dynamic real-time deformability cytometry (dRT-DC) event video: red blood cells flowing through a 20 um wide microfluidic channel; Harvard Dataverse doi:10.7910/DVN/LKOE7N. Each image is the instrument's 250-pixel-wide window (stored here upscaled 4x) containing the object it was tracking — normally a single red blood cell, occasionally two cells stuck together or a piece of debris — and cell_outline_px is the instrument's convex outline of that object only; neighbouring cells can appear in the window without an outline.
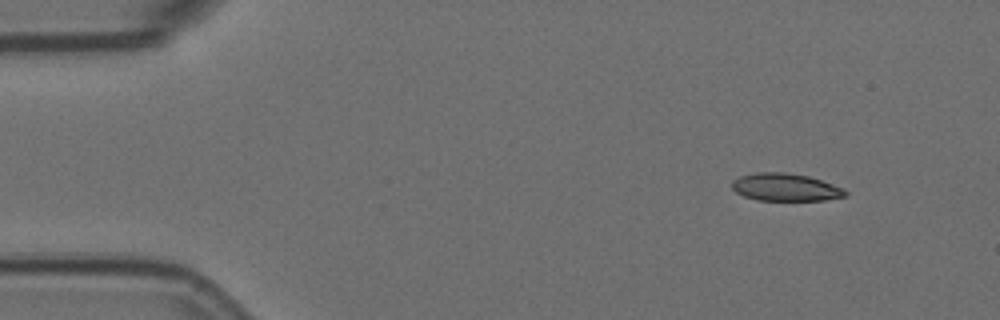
{"species": "Egyptian fruit bat (a non-hibernating species)", "species_latin": "Rousettus aegyptiacus", "temperature_condition": "room temperature", "stored_images_in_passage": 5, "camera_frame_rate_fps": 3000, "um_per_image_px": 0.085, "animal": {"sex": "female"}, "frame": {"image": 1, "passage_image": 1, "time_ms": 0.0, "image_size_px": [1000, 320], "cell_outline_px": [[848, 196], [824, 200], [756, 200], [744, 196], [736, 192], [732, 188], [732, 180], [740, 176], [756, 172], [784, 172], [808, 176], [844, 188], [848, 192]], "centroid_in_image_um": [66.76, 15.92], "position_along_channel_um": 18.2, "area_um2": 18.26}}
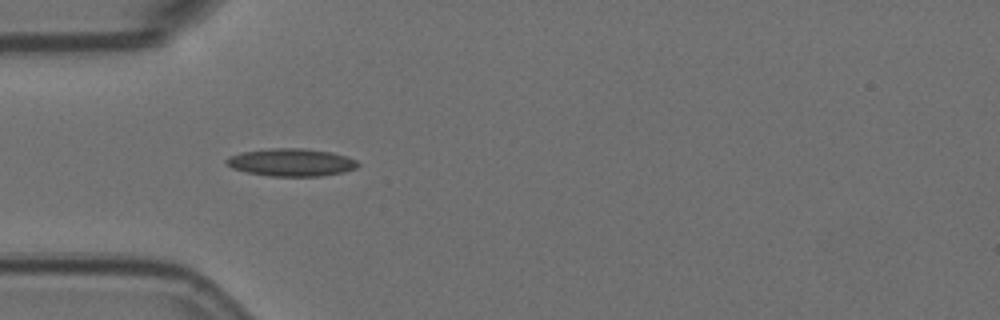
{"frame": {"image": 2, "passage_image": 4, "time_ms": 1.0, "image_size_px": [1000, 320], "cell_outline_px": [[360, 164], [356, 168], [344, 172], [320, 176], [272, 176], [248, 172], [232, 168], [224, 160], [228, 156], [244, 152], [272, 148], [304, 148], [328, 152], [344, 156], [356, 160]], "centroid_in_image_um": [24.76, 13.8], "position_along_channel_um": 60.2, "area_um2": 20.92}}
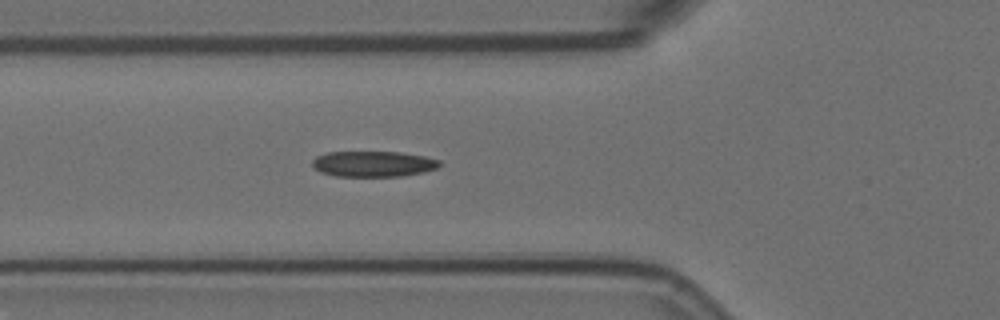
{"frame": {"image": 3, "passage_image": 5, "time_ms": 1.333, "image_size_px": [1000, 320], "cell_outline_px": [[440, 164], [436, 168], [424, 172], [400, 176], [336, 176], [320, 172], [312, 164], [312, 160], [316, 156], [328, 152], [400, 152], [424, 156], [440, 160]], "centroid_in_image_um": [31.72, 13.93], "position_along_channel_um": 94.1, "area_um2": 18.96}}